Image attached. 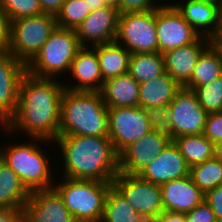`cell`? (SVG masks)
Returning a JSON list of instances; mask_svg holds the SVG:
<instances>
[{
  "mask_svg": "<svg viewBox=\"0 0 222 222\" xmlns=\"http://www.w3.org/2000/svg\"><path fill=\"white\" fill-rule=\"evenodd\" d=\"M64 90V83L58 78H40L27 72L19 86L16 112L0 131L3 129L5 137L21 133L20 137L54 142L59 133Z\"/></svg>",
  "mask_w": 222,
  "mask_h": 222,
  "instance_id": "cell-1",
  "label": "cell"
},
{
  "mask_svg": "<svg viewBox=\"0 0 222 222\" xmlns=\"http://www.w3.org/2000/svg\"><path fill=\"white\" fill-rule=\"evenodd\" d=\"M54 143L61 177L112 182L119 173V155L108 136L58 135Z\"/></svg>",
  "mask_w": 222,
  "mask_h": 222,
  "instance_id": "cell-2",
  "label": "cell"
},
{
  "mask_svg": "<svg viewBox=\"0 0 222 222\" xmlns=\"http://www.w3.org/2000/svg\"><path fill=\"white\" fill-rule=\"evenodd\" d=\"M58 135L108 136V107L99 91L64 90Z\"/></svg>",
  "mask_w": 222,
  "mask_h": 222,
  "instance_id": "cell-3",
  "label": "cell"
},
{
  "mask_svg": "<svg viewBox=\"0 0 222 222\" xmlns=\"http://www.w3.org/2000/svg\"><path fill=\"white\" fill-rule=\"evenodd\" d=\"M49 142L41 138H29L25 142L9 141L8 146L1 145L0 159L20 177L30 192L51 189L54 186L57 175L54 171L57 168L54 166L56 161L53 162L52 159L56 157H48L45 147H41L42 143H53Z\"/></svg>",
  "mask_w": 222,
  "mask_h": 222,
  "instance_id": "cell-4",
  "label": "cell"
},
{
  "mask_svg": "<svg viewBox=\"0 0 222 222\" xmlns=\"http://www.w3.org/2000/svg\"><path fill=\"white\" fill-rule=\"evenodd\" d=\"M81 48L76 30L56 26L40 51L26 65L27 72L35 77H58L63 81Z\"/></svg>",
  "mask_w": 222,
  "mask_h": 222,
  "instance_id": "cell-5",
  "label": "cell"
},
{
  "mask_svg": "<svg viewBox=\"0 0 222 222\" xmlns=\"http://www.w3.org/2000/svg\"><path fill=\"white\" fill-rule=\"evenodd\" d=\"M57 176L60 182L56 179L53 188L63 199L75 222H96L103 216L105 198L112 182Z\"/></svg>",
  "mask_w": 222,
  "mask_h": 222,
  "instance_id": "cell-6",
  "label": "cell"
},
{
  "mask_svg": "<svg viewBox=\"0 0 222 222\" xmlns=\"http://www.w3.org/2000/svg\"><path fill=\"white\" fill-rule=\"evenodd\" d=\"M56 26V16L45 13L10 21L7 51L27 65L40 51Z\"/></svg>",
  "mask_w": 222,
  "mask_h": 222,
  "instance_id": "cell-7",
  "label": "cell"
},
{
  "mask_svg": "<svg viewBox=\"0 0 222 222\" xmlns=\"http://www.w3.org/2000/svg\"><path fill=\"white\" fill-rule=\"evenodd\" d=\"M115 41L131 54L158 52L156 9L120 14Z\"/></svg>",
  "mask_w": 222,
  "mask_h": 222,
  "instance_id": "cell-8",
  "label": "cell"
},
{
  "mask_svg": "<svg viewBox=\"0 0 222 222\" xmlns=\"http://www.w3.org/2000/svg\"><path fill=\"white\" fill-rule=\"evenodd\" d=\"M112 186L147 221H154L163 213L160 185L144 180L137 174L119 172Z\"/></svg>",
  "mask_w": 222,
  "mask_h": 222,
  "instance_id": "cell-9",
  "label": "cell"
},
{
  "mask_svg": "<svg viewBox=\"0 0 222 222\" xmlns=\"http://www.w3.org/2000/svg\"><path fill=\"white\" fill-rule=\"evenodd\" d=\"M151 130L144 108L108 107V137L118 155Z\"/></svg>",
  "mask_w": 222,
  "mask_h": 222,
  "instance_id": "cell-10",
  "label": "cell"
},
{
  "mask_svg": "<svg viewBox=\"0 0 222 222\" xmlns=\"http://www.w3.org/2000/svg\"><path fill=\"white\" fill-rule=\"evenodd\" d=\"M167 0V5L156 9L158 52H166L194 43L201 35Z\"/></svg>",
  "mask_w": 222,
  "mask_h": 222,
  "instance_id": "cell-11",
  "label": "cell"
},
{
  "mask_svg": "<svg viewBox=\"0 0 222 222\" xmlns=\"http://www.w3.org/2000/svg\"><path fill=\"white\" fill-rule=\"evenodd\" d=\"M167 108L174 139L183 135L203 134L207 112L192 90L182 87Z\"/></svg>",
  "mask_w": 222,
  "mask_h": 222,
  "instance_id": "cell-12",
  "label": "cell"
},
{
  "mask_svg": "<svg viewBox=\"0 0 222 222\" xmlns=\"http://www.w3.org/2000/svg\"><path fill=\"white\" fill-rule=\"evenodd\" d=\"M26 73V64L7 50H0V127H4L16 112L19 86Z\"/></svg>",
  "mask_w": 222,
  "mask_h": 222,
  "instance_id": "cell-13",
  "label": "cell"
},
{
  "mask_svg": "<svg viewBox=\"0 0 222 222\" xmlns=\"http://www.w3.org/2000/svg\"><path fill=\"white\" fill-rule=\"evenodd\" d=\"M22 222H75L63 199L54 189L35 190L21 207Z\"/></svg>",
  "mask_w": 222,
  "mask_h": 222,
  "instance_id": "cell-14",
  "label": "cell"
},
{
  "mask_svg": "<svg viewBox=\"0 0 222 222\" xmlns=\"http://www.w3.org/2000/svg\"><path fill=\"white\" fill-rule=\"evenodd\" d=\"M119 15L118 8L110 5L90 12L75 29L80 45L93 47L115 41Z\"/></svg>",
  "mask_w": 222,
  "mask_h": 222,
  "instance_id": "cell-15",
  "label": "cell"
},
{
  "mask_svg": "<svg viewBox=\"0 0 222 222\" xmlns=\"http://www.w3.org/2000/svg\"><path fill=\"white\" fill-rule=\"evenodd\" d=\"M168 137L153 130L129 145L119 155V172L138 174L144 166L156 158L171 142Z\"/></svg>",
  "mask_w": 222,
  "mask_h": 222,
  "instance_id": "cell-16",
  "label": "cell"
},
{
  "mask_svg": "<svg viewBox=\"0 0 222 222\" xmlns=\"http://www.w3.org/2000/svg\"><path fill=\"white\" fill-rule=\"evenodd\" d=\"M190 167L171 141L164 150L137 174L144 180L161 185L173 179L189 176Z\"/></svg>",
  "mask_w": 222,
  "mask_h": 222,
  "instance_id": "cell-17",
  "label": "cell"
},
{
  "mask_svg": "<svg viewBox=\"0 0 222 222\" xmlns=\"http://www.w3.org/2000/svg\"><path fill=\"white\" fill-rule=\"evenodd\" d=\"M178 2L171 4L201 36L210 38L219 33L221 11L218 3L206 0Z\"/></svg>",
  "mask_w": 222,
  "mask_h": 222,
  "instance_id": "cell-18",
  "label": "cell"
},
{
  "mask_svg": "<svg viewBox=\"0 0 222 222\" xmlns=\"http://www.w3.org/2000/svg\"><path fill=\"white\" fill-rule=\"evenodd\" d=\"M69 75L70 81L63 82L69 91H100L103 78L100 70L99 59L92 47H82L72 61ZM76 81L75 83L73 81ZM70 84V85H69Z\"/></svg>",
  "mask_w": 222,
  "mask_h": 222,
  "instance_id": "cell-19",
  "label": "cell"
},
{
  "mask_svg": "<svg viewBox=\"0 0 222 222\" xmlns=\"http://www.w3.org/2000/svg\"><path fill=\"white\" fill-rule=\"evenodd\" d=\"M164 210L187 213L201 204L205 194L193 183L190 176L173 179L160 185Z\"/></svg>",
  "mask_w": 222,
  "mask_h": 222,
  "instance_id": "cell-20",
  "label": "cell"
},
{
  "mask_svg": "<svg viewBox=\"0 0 222 222\" xmlns=\"http://www.w3.org/2000/svg\"><path fill=\"white\" fill-rule=\"evenodd\" d=\"M210 45L209 38L200 36L194 43L166 52L165 70L182 87L190 80L201 53Z\"/></svg>",
  "mask_w": 222,
  "mask_h": 222,
  "instance_id": "cell-21",
  "label": "cell"
},
{
  "mask_svg": "<svg viewBox=\"0 0 222 222\" xmlns=\"http://www.w3.org/2000/svg\"><path fill=\"white\" fill-rule=\"evenodd\" d=\"M99 92L107 107L139 106V83L129 73L103 82Z\"/></svg>",
  "mask_w": 222,
  "mask_h": 222,
  "instance_id": "cell-22",
  "label": "cell"
},
{
  "mask_svg": "<svg viewBox=\"0 0 222 222\" xmlns=\"http://www.w3.org/2000/svg\"><path fill=\"white\" fill-rule=\"evenodd\" d=\"M182 86L168 73L139 84V106L168 107Z\"/></svg>",
  "mask_w": 222,
  "mask_h": 222,
  "instance_id": "cell-23",
  "label": "cell"
},
{
  "mask_svg": "<svg viewBox=\"0 0 222 222\" xmlns=\"http://www.w3.org/2000/svg\"><path fill=\"white\" fill-rule=\"evenodd\" d=\"M98 56L103 81L128 73L131 53L116 41L92 47Z\"/></svg>",
  "mask_w": 222,
  "mask_h": 222,
  "instance_id": "cell-24",
  "label": "cell"
},
{
  "mask_svg": "<svg viewBox=\"0 0 222 222\" xmlns=\"http://www.w3.org/2000/svg\"><path fill=\"white\" fill-rule=\"evenodd\" d=\"M30 193L20 177L0 159V208L21 209Z\"/></svg>",
  "mask_w": 222,
  "mask_h": 222,
  "instance_id": "cell-25",
  "label": "cell"
},
{
  "mask_svg": "<svg viewBox=\"0 0 222 222\" xmlns=\"http://www.w3.org/2000/svg\"><path fill=\"white\" fill-rule=\"evenodd\" d=\"M173 142L190 168L214 157V143L204 134L183 135Z\"/></svg>",
  "mask_w": 222,
  "mask_h": 222,
  "instance_id": "cell-26",
  "label": "cell"
},
{
  "mask_svg": "<svg viewBox=\"0 0 222 222\" xmlns=\"http://www.w3.org/2000/svg\"><path fill=\"white\" fill-rule=\"evenodd\" d=\"M222 75V63L217 52L209 45L200 55L190 80L183 86L194 90L198 86L210 83Z\"/></svg>",
  "mask_w": 222,
  "mask_h": 222,
  "instance_id": "cell-27",
  "label": "cell"
},
{
  "mask_svg": "<svg viewBox=\"0 0 222 222\" xmlns=\"http://www.w3.org/2000/svg\"><path fill=\"white\" fill-rule=\"evenodd\" d=\"M128 73L139 84L160 77L166 73L164 55L159 52L131 54Z\"/></svg>",
  "mask_w": 222,
  "mask_h": 222,
  "instance_id": "cell-28",
  "label": "cell"
},
{
  "mask_svg": "<svg viewBox=\"0 0 222 222\" xmlns=\"http://www.w3.org/2000/svg\"><path fill=\"white\" fill-rule=\"evenodd\" d=\"M103 217L110 222H148L113 186L105 198Z\"/></svg>",
  "mask_w": 222,
  "mask_h": 222,
  "instance_id": "cell-29",
  "label": "cell"
},
{
  "mask_svg": "<svg viewBox=\"0 0 222 222\" xmlns=\"http://www.w3.org/2000/svg\"><path fill=\"white\" fill-rule=\"evenodd\" d=\"M189 176L193 183L204 193L222 184V162L215 157L194 165Z\"/></svg>",
  "mask_w": 222,
  "mask_h": 222,
  "instance_id": "cell-30",
  "label": "cell"
},
{
  "mask_svg": "<svg viewBox=\"0 0 222 222\" xmlns=\"http://www.w3.org/2000/svg\"><path fill=\"white\" fill-rule=\"evenodd\" d=\"M90 12L85 0H65L56 15V24L61 28L75 30Z\"/></svg>",
  "mask_w": 222,
  "mask_h": 222,
  "instance_id": "cell-31",
  "label": "cell"
},
{
  "mask_svg": "<svg viewBox=\"0 0 222 222\" xmlns=\"http://www.w3.org/2000/svg\"><path fill=\"white\" fill-rule=\"evenodd\" d=\"M193 92L207 114L222 112V75L208 84L196 87Z\"/></svg>",
  "mask_w": 222,
  "mask_h": 222,
  "instance_id": "cell-32",
  "label": "cell"
},
{
  "mask_svg": "<svg viewBox=\"0 0 222 222\" xmlns=\"http://www.w3.org/2000/svg\"><path fill=\"white\" fill-rule=\"evenodd\" d=\"M0 8L10 21L43 14L39 0H0Z\"/></svg>",
  "mask_w": 222,
  "mask_h": 222,
  "instance_id": "cell-33",
  "label": "cell"
},
{
  "mask_svg": "<svg viewBox=\"0 0 222 222\" xmlns=\"http://www.w3.org/2000/svg\"><path fill=\"white\" fill-rule=\"evenodd\" d=\"M167 107H149L145 108L147 119L151 124V129L161 135L168 137L170 140H174V132L172 130L171 123L167 117Z\"/></svg>",
  "mask_w": 222,
  "mask_h": 222,
  "instance_id": "cell-34",
  "label": "cell"
},
{
  "mask_svg": "<svg viewBox=\"0 0 222 222\" xmlns=\"http://www.w3.org/2000/svg\"><path fill=\"white\" fill-rule=\"evenodd\" d=\"M157 1L159 0H121L118 11L120 14L148 12L167 5L165 0H162L164 2H158L159 4Z\"/></svg>",
  "mask_w": 222,
  "mask_h": 222,
  "instance_id": "cell-35",
  "label": "cell"
},
{
  "mask_svg": "<svg viewBox=\"0 0 222 222\" xmlns=\"http://www.w3.org/2000/svg\"><path fill=\"white\" fill-rule=\"evenodd\" d=\"M203 134L213 143L222 140V112L207 114Z\"/></svg>",
  "mask_w": 222,
  "mask_h": 222,
  "instance_id": "cell-36",
  "label": "cell"
},
{
  "mask_svg": "<svg viewBox=\"0 0 222 222\" xmlns=\"http://www.w3.org/2000/svg\"><path fill=\"white\" fill-rule=\"evenodd\" d=\"M185 215L187 222H217L212 208L205 201Z\"/></svg>",
  "mask_w": 222,
  "mask_h": 222,
  "instance_id": "cell-37",
  "label": "cell"
},
{
  "mask_svg": "<svg viewBox=\"0 0 222 222\" xmlns=\"http://www.w3.org/2000/svg\"><path fill=\"white\" fill-rule=\"evenodd\" d=\"M204 201L212 208L217 222H222V184L205 194Z\"/></svg>",
  "mask_w": 222,
  "mask_h": 222,
  "instance_id": "cell-38",
  "label": "cell"
},
{
  "mask_svg": "<svg viewBox=\"0 0 222 222\" xmlns=\"http://www.w3.org/2000/svg\"><path fill=\"white\" fill-rule=\"evenodd\" d=\"M10 41V20L0 8V50H7Z\"/></svg>",
  "mask_w": 222,
  "mask_h": 222,
  "instance_id": "cell-39",
  "label": "cell"
},
{
  "mask_svg": "<svg viewBox=\"0 0 222 222\" xmlns=\"http://www.w3.org/2000/svg\"><path fill=\"white\" fill-rule=\"evenodd\" d=\"M65 0H39L41 5V10L45 14H50L56 16Z\"/></svg>",
  "mask_w": 222,
  "mask_h": 222,
  "instance_id": "cell-40",
  "label": "cell"
},
{
  "mask_svg": "<svg viewBox=\"0 0 222 222\" xmlns=\"http://www.w3.org/2000/svg\"><path fill=\"white\" fill-rule=\"evenodd\" d=\"M0 222H22L21 209L0 208Z\"/></svg>",
  "mask_w": 222,
  "mask_h": 222,
  "instance_id": "cell-41",
  "label": "cell"
},
{
  "mask_svg": "<svg viewBox=\"0 0 222 222\" xmlns=\"http://www.w3.org/2000/svg\"><path fill=\"white\" fill-rule=\"evenodd\" d=\"M154 222H187L185 213L172 212L164 210Z\"/></svg>",
  "mask_w": 222,
  "mask_h": 222,
  "instance_id": "cell-42",
  "label": "cell"
},
{
  "mask_svg": "<svg viewBox=\"0 0 222 222\" xmlns=\"http://www.w3.org/2000/svg\"><path fill=\"white\" fill-rule=\"evenodd\" d=\"M210 45L217 52L222 63V38L217 34L209 38Z\"/></svg>",
  "mask_w": 222,
  "mask_h": 222,
  "instance_id": "cell-43",
  "label": "cell"
},
{
  "mask_svg": "<svg viewBox=\"0 0 222 222\" xmlns=\"http://www.w3.org/2000/svg\"><path fill=\"white\" fill-rule=\"evenodd\" d=\"M85 2L91 12L107 6L105 0H85Z\"/></svg>",
  "mask_w": 222,
  "mask_h": 222,
  "instance_id": "cell-44",
  "label": "cell"
},
{
  "mask_svg": "<svg viewBox=\"0 0 222 222\" xmlns=\"http://www.w3.org/2000/svg\"><path fill=\"white\" fill-rule=\"evenodd\" d=\"M214 157L222 162V140L214 143Z\"/></svg>",
  "mask_w": 222,
  "mask_h": 222,
  "instance_id": "cell-45",
  "label": "cell"
},
{
  "mask_svg": "<svg viewBox=\"0 0 222 222\" xmlns=\"http://www.w3.org/2000/svg\"><path fill=\"white\" fill-rule=\"evenodd\" d=\"M121 0H105L107 5L118 8Z\"/></svg>",
  "mask_w": 222,
  "mask_h": 222,
  "instance_id": "cell-46",
  "label": "cell"
},
{
  "mask_svg": "<svg viewBox=\"0 0 222 222\" xmlns=\"http://www.w3.org/2000/svg\"><path fill=\"white\" fill-rule=\"evenodd\" d=\"M218 35L222 38V12H221L220 30Z\"/></svg>",
  "mask_w": 222,
  "mask_h": 222,
  "instance_id": "cell-47",
  "label": "cell"
},
{
  "mask_svg": "<svg viewBox=\"0 0 222 222\" xmlns=\"http://www.w3.org/2000/svg\"><path fill=\"white\" fill-rule=\"evenodd\" d=\"M96 222H110L106 220L103 216H101Z\"/></svg>",
  "mask_w": 222,
  "mask_h": 222,
  "instance_id": "cell-48",
  "label": "cell"
},
{
  "mask_svg": "<svg viewBox=\"0 0 222 222\" xmlns=\"http://www.w3.org/2000/svg\"><path fill=\"white\" fill-rule=\"evenodd\" d=\"M206 1H212V2H215V3L219 4L221 0H206Z\"/></svg>",
  "mask_w": 222,
  "mask_h": 222,
  "instance_id": "cell-49",
  "label": "cell"
},
{
  "mask_svg": "<svg viewBox=\"0 0 222 222\" xmlns=\"http://www.w3.org/2000/svg\"><path fill=\"white\" fill-rule=\"evenodd\" d=\"M220 11L222 12V0L219 3Z\"/></svg>",
  "mask_w": 222,
  "mask_h": 222,
  "instance_id": "cell-50",
  "label": "cell"
}]
</instances>
